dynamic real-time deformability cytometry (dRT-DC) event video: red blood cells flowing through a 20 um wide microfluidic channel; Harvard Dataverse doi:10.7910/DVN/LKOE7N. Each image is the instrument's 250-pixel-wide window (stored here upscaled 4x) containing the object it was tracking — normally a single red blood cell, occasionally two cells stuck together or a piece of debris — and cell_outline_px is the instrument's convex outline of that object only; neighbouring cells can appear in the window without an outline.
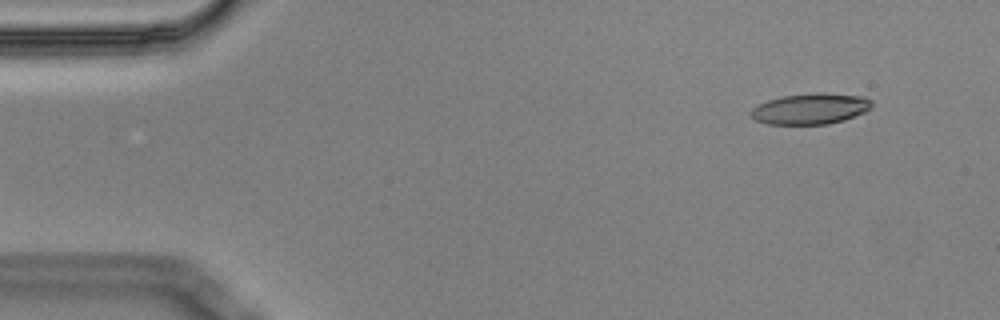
{"species": "Egyptian fruit bat (a non-hibernating species)", "species_latin": "Rousettus aegyptiacus", "temperature_condition": "cold", "stored_images_in_passage": 5, "segment_of_instrument_passage": [1, 2], "camera_frame_rate_fps": 3000, "um_per_image_px": 0.085, "animal": {"sex": "male"}, "frame": {"image": 1, "passage_image": 1, "time_ms": 0.0, "image_size_px": [1000, 320], "cell_outline_px": [[872, 108], [864, 112], [844, 120], [828, 124], [768, 124], [756, 120], [748, 112], [752, 108], [768, 100], [784, 96], [816, 92], [820, 92], [864, 96], [872, 100]], "centroid_in_image_um": [68.92, 9.24], "position_along_channel_um": 16.1, "area_um2": 21.79}}
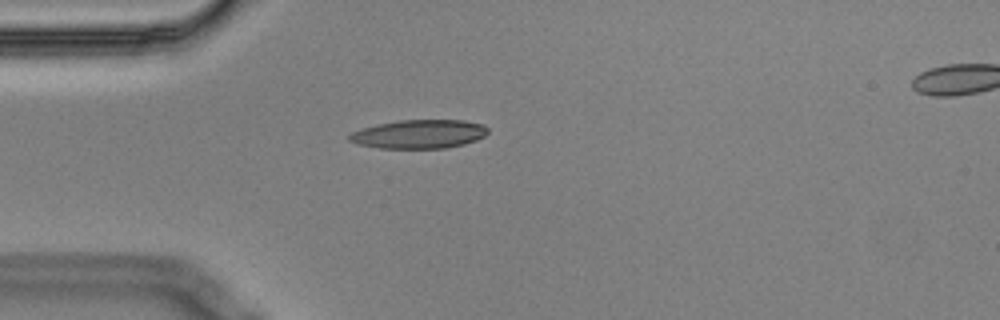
{"frame": {"image": 2, "passage_image": 4, "time_ms": 1.0, "image_size_px": [1000, 320], "cell_outline_px": [[488, 132], [484, 136], [476, 140], [464, 144], [444, 148], [380, 148], [356, 144], [348, 140], [348, 136], [352, 132], [364, 128], [380, 124], [400, 120], [464, 120], [484, 124], [488, 128]], "centroid_in_image_um": [35.65, 11.4], "position_along_channel_um": 49.4, "area_um2": 23.12}}